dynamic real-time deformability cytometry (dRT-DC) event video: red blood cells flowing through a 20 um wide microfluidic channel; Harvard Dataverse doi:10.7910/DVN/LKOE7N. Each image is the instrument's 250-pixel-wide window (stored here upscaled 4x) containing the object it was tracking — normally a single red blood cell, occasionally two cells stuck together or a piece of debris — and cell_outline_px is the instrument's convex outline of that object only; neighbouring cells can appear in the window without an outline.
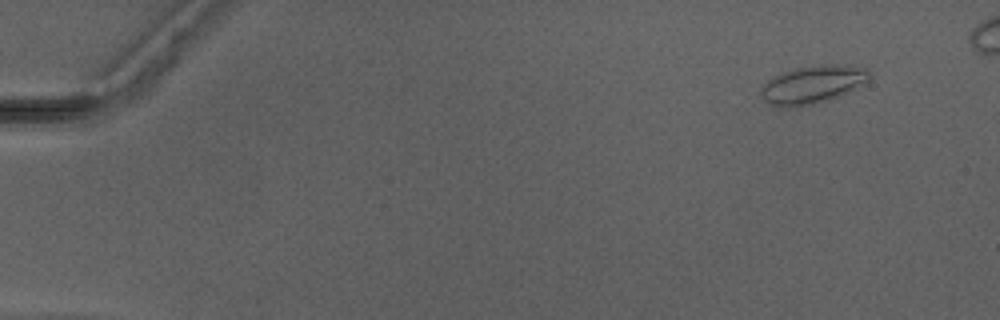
{"species": "Egyptian fruit bat (a non-hibernating species)", "species_latin": "Rousettus aegyptiacus", "temperature_condition": "warm", "stored_images_in_passage": 2, "camera_frame_rate_fps": 3000, "um_per_image_px": 0.085, "animal": {"sex": "male"}, "frame": {"image": 1, "passage_image": 1, "time_ms": 0.0, "image_size_px": [1000, 320], "cell_outline_px": [[868, 80], [848, 92], [828, 100], [800, 108], [780, 108], [768, 104], [760, 96], [760, 88], [772, 76], [780, 72], [812, 64], [848, 64], [868, 68]], "centroid_in_image_um": [69.01, 7.19], "position_along_channel_um": 16.0, "area_um2": 24.62}}